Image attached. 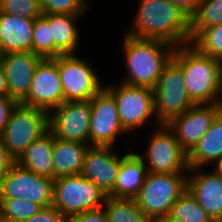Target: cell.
<instances>
[{
    "mask_svg": "<svg viewBox=\"0 0 222 222\" xmlns=\"http://www.w3.org/2000/svg\"><path fill=\"white\" fill-rule=\"evenodd\" d=\"M133 27L124 34L175 47L191 43V18L171 0H139Z\"/></svg>",
    "mask_w": 222,
    "mask_h": 222,
    "instance_id": "cell-1",
    "label": "cell"
},
{
    "mask_svg": "<svg viewBox=\"0 0 222 222\" xmlns=\"http://www.w3.org/2000/svg\"><path fill=\"white\" fill-rule=\"evenodd\" d=\"M172 60L181 68L195 104H221L222 61L202 54L191 43L176 47Z\"/></svg>",
    "mask_w": 222,
    "mask_h": 222,
    "instance_id": "cell-2",
    "label": "cell"
},
{
    "mask_svg": "<svg viewBox=\"0 0 222 222\" xmlns=\"http://www.w3.org/2000/svg\"><path fill=\"white\" fill-rule=\"evenodd\" d=\"M123 54L129 85L154 89L164 68L173 59L175 46L160 40L140 39L124 34Z\"/></svg>",
    "mask_w": 222,
    "mask_h": 222,
    "instance_id": "cell-3",
    "label": "cell"
},
{
    "mask_svg": "<svg viewBox=\"0 0 222 222\" xmlns=\"http://www.w3.org/2000/svg\"><path fill=\"white\" fill-rule=\"evenodd\" d=\"M188 175L187 172L147 173L134 198L137 205L153 222H164L172 205L187 190Z\"/></svg>",
    "mask_w": 222,
    "mask_h": 222,
    "instance_id": "cell-4",
    "label": "cell"
},
{
    "mask_svg": "<svg viewBox=\"0 0 222 222\" xmlns=\"http://www.w3.org/2000/svg\"><path fill=\"white\" fill-rule=\"evenodd\" d=\"M49 130V112L16 103L12 108L0 141L17 161L26 148Z\"/></svg>",
    "mask_w": 222,
    "mask_h": 222,
    "instance_id": "cell-5",
    "label": "cell"
},
{
    "mask_svg": "<svg viewBox=\"0 0 222 222\" xmlns=\"http://www.w3.org/2000/svg\"><path fill=\"white\" fill-rule=\"evenodd\" d=\"M106 194L81 174L54 179L53 204L66 218L103 207Z\"/></svg>",
    "mask_w": 222,
    "mask_h": 222,
    "instance_id": "cell-6",
    "label": "cell"
},
{
    "mask_svg": "<svg viewBox=\"0 0 222 222\" xmlns=\"http://www.w3.org/2000/svg\"><path fill=\"white\" fill-rule=\"evenodd\" d=\"M155 116L158 124H167L195 103L189 97L181 68L171 60L154 88Z\"/></svg>",
    "mask_w": 222,
    "mask_h": 222,
    "instance_id": "cell-7",
    "label": "cell"
},
{
    "mask_svg": "<svg viewBox=\"0 0 222 222\" xmlns=\"http://www.w3.org/2000/svg\"><path fill=\"white\" fill-rule=\"evenodd\" d=\"M52 59L58 66L64 101H89L104 87L95 69L75 54L60 55Z\"/></svg>",
    "mask_w": 222,
    "mask_h": 222,
    "instance_id": "cell-8",
    "label": "cell"
},
{
    "mask_svg": "<svg viewBox=\"0 0 222 222\" xmlns=\"http://www.w3.org/2000/svg\"><path fill=\"white\" fill-rule=\"evenodd\" d=\"M143 158L148 173L188 172V153L167 124H157ZM146 161H145V159ZM147 162V163H146Z\"/></svg>",
    "mask_w": 222,
    "mask_h": 222,
    "instance_id": "cell-9",
    "label": "cell"
},
{
    "mask_svg": "<svg viewBox=\"0 0 222 222\" xmlns=\"http://www.w3.org/2000/svg\"><path fill=\"white\" fill-rule=\"evenodd\" d=\"M54 179L37 175L15 162L0 180V198L24 199L42 208L53 204Z\"/></svg>",
    "mask_w": 222,
    "mask_h": 222,
    "instance_id": "cell-10",
    "label": "cell"
},
{
    "mask_svg": "<svg viewBox=\"0 0 222 222\" xmlns=\"http://www.w3.org/2000/svg\"><path fill=\"white\" fill-rule=\"evenodd\" d=\"M114 97L121 126L126 132L144 125L155 117L154 89L120 82L104 86Z\"/></svg>",
    "mask_w": 222,
    "mask_h": 222,
    "instance_id": "cell-11",
    "label": "cell"
},
{
    "mask_svg": "<svg viewBox=\"0 0 222 222\" xmlns=\"http://www.w3.org/2000/svg\"><path fill=\"white\" fill-rule=\"evenodd\" d=\"M51 112H49V130L54 138L89 144L91 100L64 101Z\"/></svg>",
    "mask_w": 222,
    "mask_h": 222,
    "instance_id": "cell-12",
    "label": "cell"
},
{
    "mask_svg": "<svg viewBox=\"0 0 222 222\" xmlns=\"http://www.w3.org/2000/svg\"><path fill=\"white\" fill-rule=\"evenodd\" d=\"M126 131L121 126L113 95L103 87L91 99L89 144L91 146H112L119 134Z\"/></svg>",
    "mask_w": 222,
    "mask_h": 222,
    "instance_id": "cell-13",
    "label": "cell"
},
{
    "mask_svg": "<svg viewBox=\"0 0 222 222\" xmlns=\"http://www.w3.org/2000/svg\"><path fill=\"white\" fill-rule=\"evenodd\" d=\"M222 104H195L186 112L172 118L168 127L174 132L181 147L189 153L210 129Z\"/></svg>",
    "mask_w": 222,
    "mask_h": 222,
    "instance_id": "cell-14",
    "label": "cell"
},
{
    "mask_svg": "<svg viewBox=\"0 0 222 222\" xmlns=\"http://www.w3.org/2000/svg\"><path fill=\"white\" fill-rule=\"evenodd\" d=\"M63 102L57 63L52 58L43 59L36 68L29 95L22 104L51 112Z\"/></svg>",
    "mask_w": 222,
    "mask_h": 222,
    "instance_id": "cell-15",
    "label": "cell"
},
{
    "mask_svg": "<svg viewBox=\"0 0 222 222\" xmlns=\"http://www.w3.org/2000/svg\"><path fill=\"white\" fill-rule=\"evenodd\" d=\"M44 58L32 51L6 53L1 60L7 86L8 97L22 103L29 95L36 68Z\"/></svg>",
    "mask_w": 222,
    "mask_h": 222,
    "instance_id": "cell-16",
    "label": "cell"
},
{
    "mask_svg": "<svg viewBox=\"0 0 222 222\" xmlns=\"http://www.w3.org/2000/svg\"><path fill=\"white\" fill-rule=\"evenodd\" d=\"M112 149V146H91L81 172L83 177L92 181L106 196L114 191L122 162V156Z\"/></svg>",
    "mask_w": 222,
    "mask_h": 222,
    "instance_id": "cell-17",
    "label": "cell"
},
{
    "mask_svg": "<svg viewBox=\"0 0 222 222\" xmlns=\"http://www.w3.org/2000/svg\"><path fill=\"white\" fill-rule=\"evenodd\" d=\"M193 171L188 177L187 190L211 220L222 222V176L215 171L204 173L201 168H189L188 174Z\"/></svg>",
    "mask_w": 222,
    "mask_h": 222,
    "instance_id": "cell-18",
    "label": "cell"
},
{
    "mask_svg": "<svg viewBox=\"0 0 222 222\" xmlns=\"http://www.w3.org/2000/svg\"><path fill=\"white\" fill-rule=\"evenodd\" d=\"M35 19L4 13L0 10V40L5 53L32 51Z\"/></svg>",
    "mask_w": 222,
    "mask_h": 222,
    "instance_id": "cell-19",
    "label": "cell"
},
{
    "mask_svg": "<svg viewBox=\"0 0 222 222\" xmlns=\"http://www.w3.org/2000/svg\"><path fill=\"white\" fill-rule=\"evenodd\" d=\"M147 173L140 154L128 153L123 155L114 191L109 196L134 199L138 195Z\"/></svg>",
    "mask_w": 222,
    "mask_h": 222,
    "instance_id": "cell-20",
    "label": "cell"
},
{
    "mask_svg": "<svg viewBox=\"0 0 222 222\" xmlns=\"http://www.w3.org/2000/svg\"><path fill=\"white\" fill-rule=\"evenodd\" d=\"M90 144L62 141L54 138L52 159L54 179L62 176L81 174Z\"/></svg>",
    "mask_w": 222,
    "mask_h": 222,
    "instance_id": "cell-21",
    "label": "cell"
},
{
    "mask_svg": "<svg viewBox=\"0 0 222 222\" xmlns=\"http://www.w3.org/2000/svg\"><path fill=\"white\" fill-rule=\"evenodd\" d=\"M222 157V110L215 116L210 129L188 153L189 168H204Z\"/></svg>",
    "mask_w": 222,
    "mask_h": 222,
    "instance_id": "cell-22",
    "label": "cell"
},
{
    "mask_svg": "<svg viewBox=\"0 0 222 222\" xmlns=\"http://www.w3.org/2000/svg\"><path fill=\"white\" fill-rule=\"evenodd\" d=\"M53 144L54 135L48 130L33 141L16 162L37 175L54 179Z\"/></svg>",
    "mask_w": 222,
    "mask_h": 222,
    "instance_id": "cell-23",
    "label": "cell"
},
{
    "mask_svg": "<svg viewBox=\"0 0 222 222\" xmlns=\"http://www.w3.org/2000/svg\"><path fill=\"white\" fill-rule=\"evenodd\" d=\"M82 14H49L52 38L55 43V57L75 54L79 45L80 28L76 26L77 18ZM78 28V29H77Z\"/></svg>",
    "mask_w": 222,
    "mask_h": 222,
    "instance_id": "cell-24",
    "label": "cell"
},
{
    "mask_svg": "<svg viewBox=\"0 0 222 222\" xmlns=\"http://www.w3.org/2000/svg\"><path fill=\"white\" fill-rule=\"evenodd\" d=\"M103 208L108 222H153L142 212L135 199L107 196Z\"/></svg>",
    "mask_w": 222,
    "mask_h": 222,
    "instance_id": "cell-25",
    "label": "cell"
},
{
    "mask_svg": "<svg viewBox=\"0 0 222 222\" xmlns=\"http://www.w3.org/2000/svg\"><path fill=\"white\" fill-rule=\"evenodd\" d=\"M207 212L199 205L192 194L186 190L172 205L164 222H211Z\"/></svg>",
    "mask_w": 222,
    "mask_h": 222,
    "instance_id": "cell-26",
    "label": "cell"
},
{
    "mask_svg": "<svg viewBox=\"0 0 222 222\" xmlns=\"http://www.w3.org/2000/svg\"><path fill=\"white\" fill-rule=\"evenodd\" d=\"M222 24V0H201L191 17V41L205 28Z\"/></svg>",
    "mask_w": 222,
    "mask_h": 222,
    "instance_id": "cell-27",
    "label": "cell"
},
{
    "mask_svg": "<svg viewBox=\"0 0 222 222\" xmlns=\"http://www.w3.org/2000/svg\"><path fill=\"white\" fill-rule=\"evenodd\" d=\"M39 204L16 198H0V220L6 222H24L38 213Z\"/></svg>",
    "mask_w": 222,
    "mask_h": 222,
    "instance_id": "cell-28",
    "label": "cell"
},
{
    "mask_svg": "<svg viewBox=\"0 0 222 222\" xmlns=\"http://www.w3.org/2000/svg\"><path fill=\"white\" fill-rule=\"evenodd\" d=\"M32 52L44 59L55 58V43L49 25V14H42L35 19Z\"/></svg>",
    "mask_w": 222,
    "mask_h": 222,
    "instance_id": "cell-29",
    "label": "cell"
},
{
    "mask_svg": "<svg viewBox=\"0 0 222 222\" xmlns=\"http://www.w3.org/2000/svg\"><path fill=\"white\" fill-rule=\"evenodd\" d=\"M191 44L202 54L222 61V24L203 29Z\"/></svg>",
    "mask_w": 222,
    "mask_h": 222,
    "instance_id": "cell-30",
    "label": "cell"
},
{
    "mask_svg": "<svg viewBox=\"0 0 222 222\" xmlns=\"http://www.w3.org/2000/svg\"><path fill=\"white\" fill-rule=\"evenodd\" d=\"M0 10L28 19H36L42 15L39 0H0Z\"/></svg>",
    "mask_w": 222,
    "mask_h": 222,
    "instance_id": "cell-31",
    "label": "cell"
},
{
    "mask_svg": "<svg viewBox=\"0 0 222 222\" xmlns=\"http://www.w3.org/2000/svg\"><path fill=\"white\" fill-rule=\"evenodd\" d=\"M42 14H83L87 0H39Z\"/></svg>",
    "mask_w": 222,
    "mask_h": 222,
    "instance_id": "cell-32",
    "label": "cell"
},
{
    "mask_svg": "<svg viewBox=\"0 0 222 222\" xmlns=\"http://www.w3.org/2000/svg\"><path fill=\"white\" fill-rule=\"evenodd\" d=\"M67 218L55 207H43L38 213L34 214L24 222H66Z\"/></svg>",
    "mask_w": 222,
    "mask_h": 222,
    "instance_id": "cell-33",
    "label": "cell"
},
{
    "mask_svg": "<svg viewBox=\"0 0 222 222\" xmlns=\"http://www.w3.org/2000/svg\"><path fill=\"white\" fill-rule=\"evenodd\" d=\"M66 222H108L104 208L83 212L67 218Z\"/></svg>",
    "mask_w": 222,
    "mask_h": 222,
    "instance_id": "cell-34",
    "label": "cell"
},
{
    "mask_svg": "<svg viewBox=\"0 0 222 222\" xmlns=\"http://www.w3.org/2000/svg\"><path fill=\"white\" fill-rule=\"evenodd\" d=\"M15 105L16 102L10 97L0 96V139L6 128L10 112Z\"/></svg>",
    "mask_w": 222,
    "mask_h": 222,
    "instance_id": "cell-35",
    "label": "cell"
},
{
    "mask_svg": "<svg viewBox=\"0 0 222 222\" xmlns=\"http://www.w3.org/2000/svg\"><path fill=\"white\" fill-rule=\"evenodd\" d=\"M15 162L0 141V180Z\"/></svg>",
    "mask_w": 222,
    "mask_h": 222,
    "instance_id": "cell-36",
    "label": "cell"
},
{
    "mask_svg": "<svg viewBox=\"0 0 222 222\" xmlns=\"http://www.w3.org/2000/svg\"><path fill=\"white\" fill-rule=\"evenodd\" d=\"M177 7L185 12L190 18L196 13L201 0H171Z\"/></svg>",
    "mask_w": 222,
    "mask_h": 222,
    "instance_id": "cell-37",
    "label": "cell"
},
{
    "mask_svg": "<svg viewBox=\"0 0 222 222\" xmlns=\"http://www.w3.org/2000/svg\"><path fill=\"white\" fill-rule=\"evenodd\" d=\"M0 96H8L7 80L1 63H0Z\"/></svg>",
    "mask_w": 222,
    "mask_h": 222,
    "instance_id": "cell-38",
    "label": "cell"
},
{
    "mask_svg": "<svg viewBox=\"0 0 222 222\" xmlns=\"http://www.w3.org/2000/svg\"><path fill=\"white\" fill-rule=\"evenodd\" d=\"M215 172L222 176V157L215 162Z\"/></svg>",
    "mask_w": 222,
    "mask_h": 222,
    "instance_id": "cell-39",
    "label": "cell"
},
{
    "mask_svg": "<svg viewBox=\"0 0 222 222\" xmlns=\"http://www.w3.org/2000/svg\"><path fill=\"white\" fill-rule=\"evenodd\" d=\"M5 54L6 53L3 50L2 43H1V40H0V62L3 59V57L5 56Z\"/></svg>",
    "mask_w": 222,
    "mask_h": 222,
    "instance_id": "cell-40",
    "label": "cell"
}]
</instances>
